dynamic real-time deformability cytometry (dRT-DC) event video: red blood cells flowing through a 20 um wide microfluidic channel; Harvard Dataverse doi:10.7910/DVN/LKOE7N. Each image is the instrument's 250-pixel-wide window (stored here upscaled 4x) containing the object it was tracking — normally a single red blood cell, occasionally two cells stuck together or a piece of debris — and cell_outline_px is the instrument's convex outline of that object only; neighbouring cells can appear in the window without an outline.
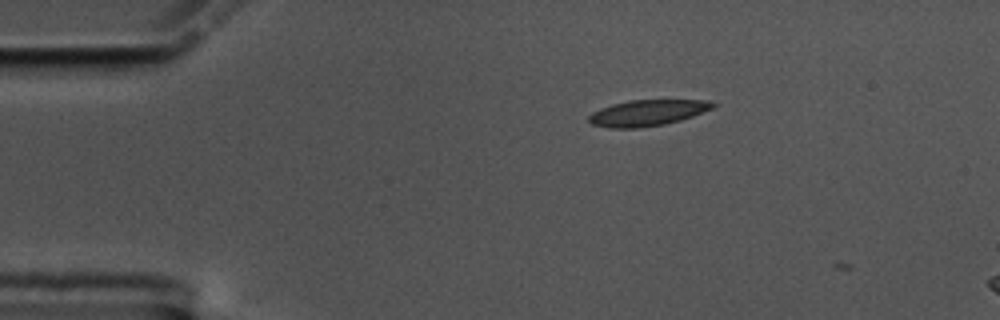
{"species": "common noctule bat (a hibernating species)", "species_latin": "Nyctalus noctula", "temperature_condition": "cold", "stored_images_in_passage": 5, "camera_frame_rate_fps": 3000, "um_per_image_px": 0.085, "animal": {"sex": "male", "body_mass_g": 17.5, "forearm_length_mm": 52.3}, "frame": {"image": 1, "passage_image": 4, "time_ms": 1.0, "image_size_px": [1000, 320], "cell_outline_px": [[720, 104], [712, 108], [692, 116], [680, 120], [664, 124], [640, 128], [608, 128], [592, 124], [588, 120], [588, 116], [592, 112], [600, 108], [612, 104], [628, 100], [708, 100]], "centroid_in_image_um": [55.02, 9.59], "position_along_channel_um": 30.0, "area_um2": 18.9}}